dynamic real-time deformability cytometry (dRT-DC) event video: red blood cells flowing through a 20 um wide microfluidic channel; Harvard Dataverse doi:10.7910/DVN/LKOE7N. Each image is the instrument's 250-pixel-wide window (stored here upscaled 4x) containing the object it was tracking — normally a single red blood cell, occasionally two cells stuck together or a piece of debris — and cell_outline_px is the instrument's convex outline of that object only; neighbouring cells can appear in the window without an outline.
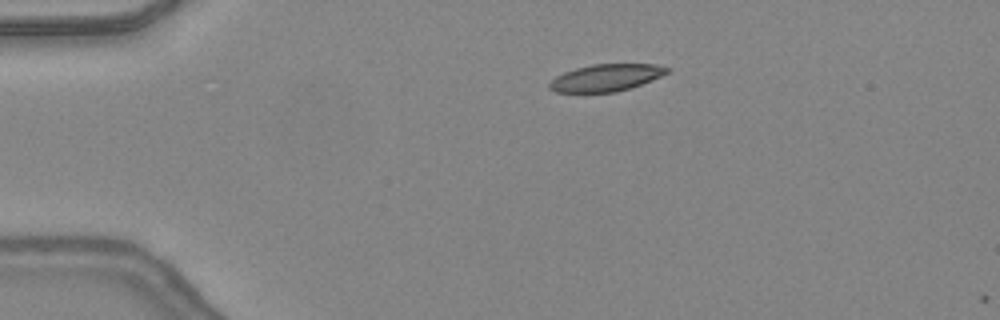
{"species": "common noctule bat (a hibernating species)", "species_latin": "Nyctalus noctula", "temperature_condition": "warm", "stored_images_in_passage": 4, "camera_frame_rate_fps": 3000, "um_per_image_px": 0.085, "animal": {"sex": "female", "body_mass_g": 24.6, "forearm_length_mm": 56.2}, "frame": {"image": 1, "passage_image": 3, "time_ms": 0.667, "image_size_px": [1000, 320], "cell_outline_px": [[672, 68], [668, 72], [652, 80], [616, 92], [556, 92], [548, 88], [548, 84], [556, 76], [564, 72], [576, 68], [592, 64], [656, 64]], "centroid_in_image_um": [51.51, 6.59], "position_along_channel_um": 33.5, "area_um2": 18.44}}